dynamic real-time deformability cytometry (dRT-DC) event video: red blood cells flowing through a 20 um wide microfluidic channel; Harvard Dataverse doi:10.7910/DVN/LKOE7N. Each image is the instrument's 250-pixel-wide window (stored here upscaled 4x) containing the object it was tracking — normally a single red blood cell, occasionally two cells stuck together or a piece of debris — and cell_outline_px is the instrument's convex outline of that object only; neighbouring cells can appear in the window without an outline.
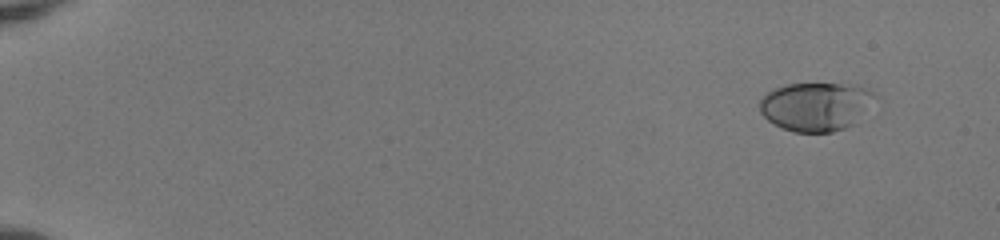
{"species": "human", "species_latin": "Homo sapiens", "temperature_condition": "room temperature", "stored_images_in_passage": 50, "camera_frame_rate_fps": 3000, "um_per_image_px": 0.085, "donor": {"sex": "female"}, "frame": {"image": 1, "passage_image": 1, "time_ms": 0.0, "image_size_px": [1000, 240], "cell_outline_px": [[876, 96], [852, 124], [844, 128], [832, 132], [796, 132], [784, 128], [768, 120], [760, 112], [760, 100], [768, 92], [776, 88], [788, 84], [840, 84], [864, 88], [872, 92]], "centroid_in_image_um": [69.29, 9.05], "position_along_channel_um": 15.7, "area_um2": 31.67}}
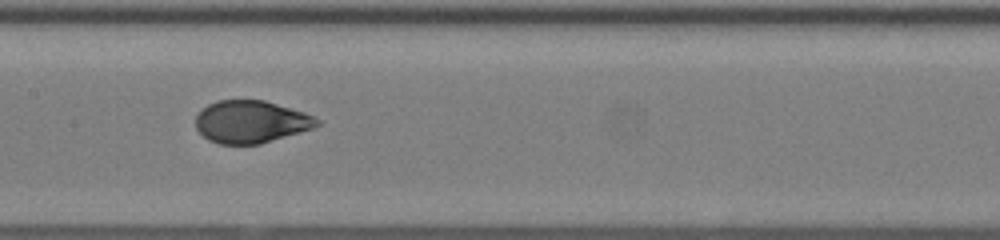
{"frame": {"image": 2, "passage_image": 26, "time_ms": 8.333, "image_size_px": [1000, 240], "cell_outline_px": [[320, 124], [312, 128], [260, 144], [220, 144], [208, 140], [196, 128], [196, 116], [208, 104], [216, 100], [264, 100], [304, 112], [320, 120]], "centroid_in_image_um": [21.31, 10.35], "position_along_channel_um": 186.1, "area_um2": 29.77}}
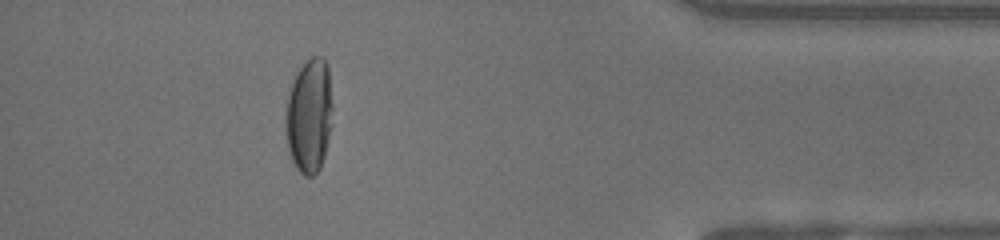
{"frame": {"image": 3, "passage_image": 45, "time_ms": 14.667, "image_size_px": [1000, 240], "cell_outline_px": [[332, 124], [324, 156], [320, 168], [312, 176], [304, 176], [296, 168], [292, 160], [288, 148], [284, 120], [288, 96], [292, 80], [296, 72], [312, 56], [324, 56], [328, 64], [332, 104]], "centroid_in_image_um": [26.28, 9.82], "position_along_channel_um": 408.9, "area_um2": 31.62}, "authors_computed_cell_mechanics": {"area_um2": 31.3565, "velocity_mm_per_s": 4.0364, "shape_relaxation_time_tau1_ms": 4.8152, "shape_relaxation_time_tau2_ms": null, "deformation_change_tau1": 0.2182, "deformation_change_tau2": null}}